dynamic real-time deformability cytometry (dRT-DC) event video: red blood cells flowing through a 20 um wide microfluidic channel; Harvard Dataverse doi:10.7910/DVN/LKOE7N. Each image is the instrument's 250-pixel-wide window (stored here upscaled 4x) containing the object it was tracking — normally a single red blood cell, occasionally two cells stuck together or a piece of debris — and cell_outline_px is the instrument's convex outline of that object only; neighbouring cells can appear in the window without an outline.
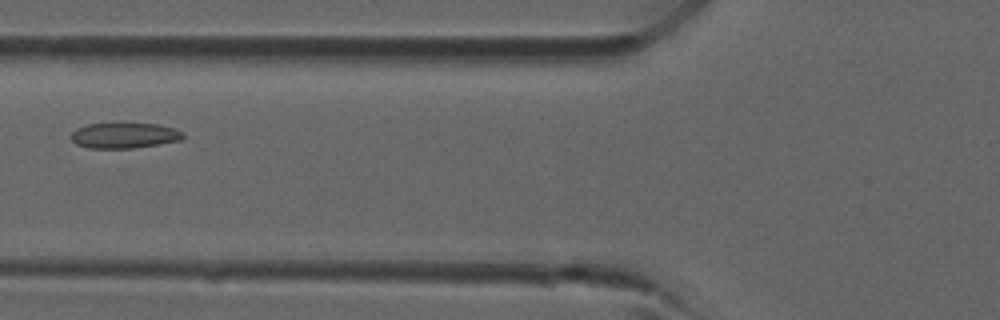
{"species": "common noctule bat (a hibernating species)", "species_latin": "Nyctalus noctula", "temperature_condition": "room temperature", "stored_images_in_passage": 3, "camera_frame_rate_fps": 3000, "um_per_image_px": 0.085, "animal": {"sex": "male", "forearm_length_mm": 52.5}, "frame": {"image": 1, "passage_image": 3, "time_ms": 2.667, "image_size_px": [1000, 320], "cell_outline_px": [[184, 136], [180, 140], [160, 144], [132, 148], [88, 148], [76, 144], [68, 136], [76, 128], [88, 124], [112, 120], [116, 120], [160, 124], [184, 132]], "centroid_in_image_um": [10.52, 11.45], "position_along_channel_um": 115.3, "area_um2": 17.69}}